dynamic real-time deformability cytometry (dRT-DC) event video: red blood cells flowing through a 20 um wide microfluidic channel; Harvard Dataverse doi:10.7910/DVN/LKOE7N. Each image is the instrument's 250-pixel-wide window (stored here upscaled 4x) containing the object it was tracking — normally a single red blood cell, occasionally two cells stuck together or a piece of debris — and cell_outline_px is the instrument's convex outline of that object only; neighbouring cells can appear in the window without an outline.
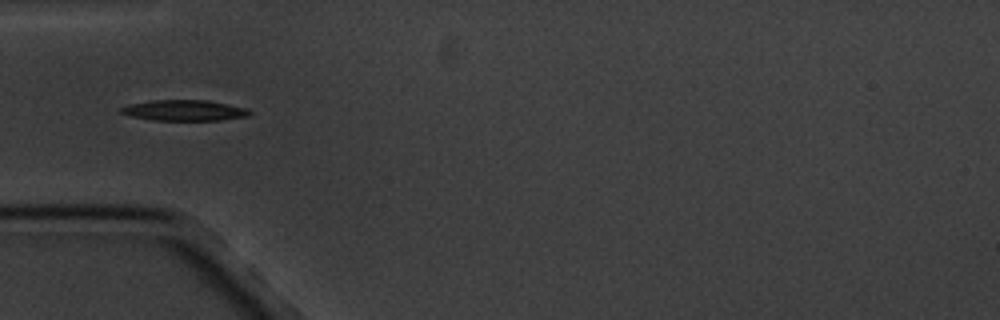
{"species": "common noctule bat (a hibernating species)", "species_latin": "Nyctalus noctula", "temperature_condition": "cold", "stored_images_in_passage": 7, "segment_of_instrument_passage": [2, 2], "camera_frame_rate_fps": 3000, "um_per_image_px": 0.085, "animal": {"sex": "male", "body_mass_g": 20.1, "forearm_length_mm": 53.5}, "frame": {"image": 1, "passage_image": 5, "time_ms": 5.333, "image_size_px": [1000, 320], "cell_outline_px": [[252, 112], [248, 116], [220, 120], [152, 120], [132, 116], [120, 112], [120, 108], [128, 104], [152, 100], [208, 100], [248, 108]], "centroid_in_image_um": [15.68, 9.37], "position_along_channel_um": 69.3, "area_um2": 15.55}}
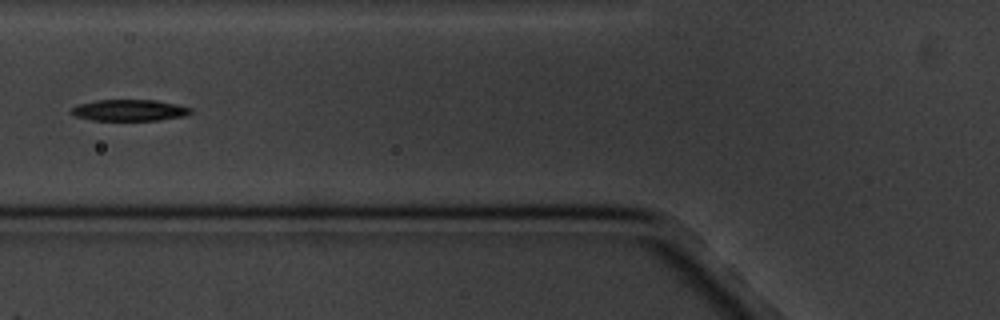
{"frame": {"image": 2, "passage_image": 6, "time_ms": 6.667, "image_size_px": [1000, 320], "cell_outline_px": [[192, 112], [184, 116], [160, 120], [92, 120], [76, 116], [72, 112], [72, 108], [80, 104], [96, 100], [156, 100], [176, 104], [192, 108]], "centroid_in_image_um": [11.05, 9.37], "position_along_channel_um": 114.8, "area_um2": 14.68}}
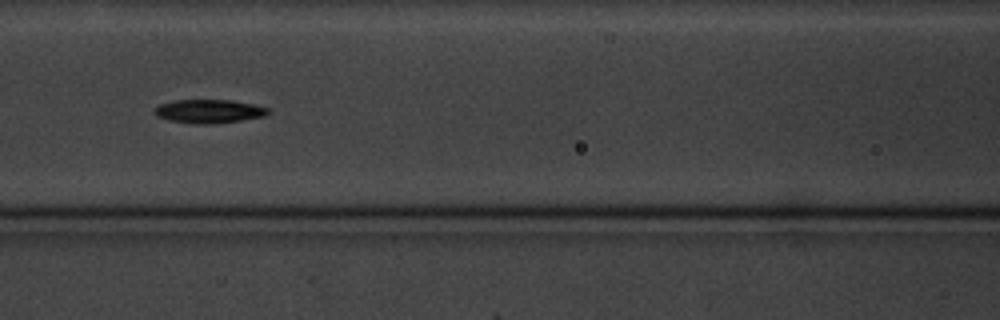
{"frame": {"image": 3, "passage_image": 7, "time_ms": 7.667, "image_size_px": [1000, 320], "cell_outline_px": [[268, 112], [264, 116], [216, 124], [192, 124], [168, 120], [156, 116], [152, 112], [160, 104], [176, 100], [232, 100], [252, 104], [268, 108]], "centroid_in_image_um": [17.71, 9.47], "position_along_channel_um": 148.9, "area_um2": 15.61}}